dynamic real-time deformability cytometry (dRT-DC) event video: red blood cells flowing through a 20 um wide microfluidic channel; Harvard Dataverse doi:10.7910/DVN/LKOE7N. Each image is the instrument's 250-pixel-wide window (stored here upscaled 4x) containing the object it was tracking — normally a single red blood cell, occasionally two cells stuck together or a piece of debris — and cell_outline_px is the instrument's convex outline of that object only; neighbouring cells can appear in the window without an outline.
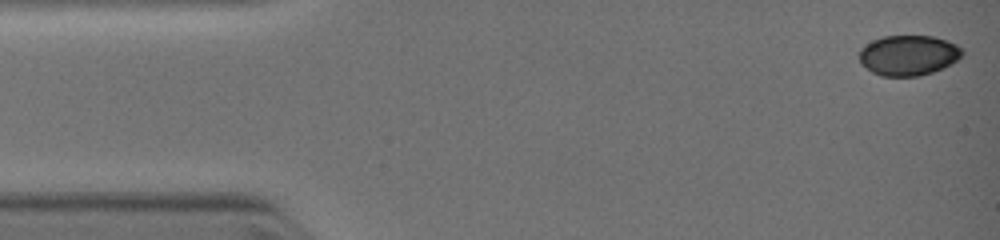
{"species": "common noctule bat (a hibernating species)", "species_latin": "Nyctalus noctula", "temperature_condition": "warm", "stored_images_in_passage": 33, "camera_frame_rate_fps": 3000, "um_per_image_px": 0.085, "animal": {"sex": "female", "body_mass_g": 19.0, "forearm_length_mm": 51.5}, "frame": {"image": 1, "passage_image": 1, "time_ms": 0.0, "image_size_px": [1000, 240], "cell_outline_px": [[964, 52], [956, 60], [944, 68], [920, 76], [880, 76], [872, 72], [860, 64], [860, 48], [872, 40], [884, 36], [932, 36], [948, 40], [964, 48]], "centroid_in_image_um": [77.22, 4.7], "position_along_channel_um": 7.8, "area_um2": 24.33}}
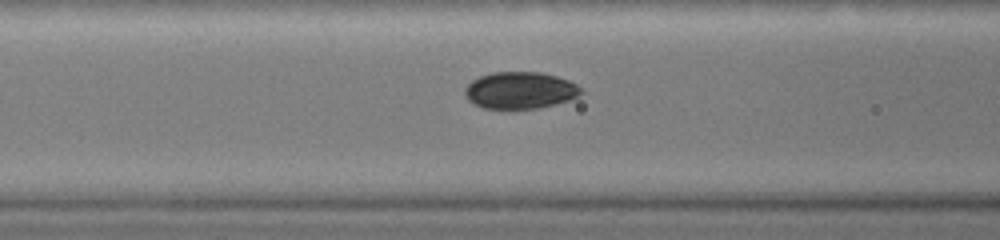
{"frame": {"image": 2, "passage_image": 27, "time_ms": 4.333, "image_size_px": [1000, 240], "cell_outline_px": [[584, 92], [580, 96], [568, 100], [536, 108], [512, 112], [484, 108], [468, 100], [464, 92], [464, 88], [472, 80], [480, 76], [492, 72], [540, 72], [556, 76], [568, 80], [584, 88]], "centroid_in_image_um": [44.2, 7.71], "position_along_channel_um": 122.4, "area_um2": 25.61}}
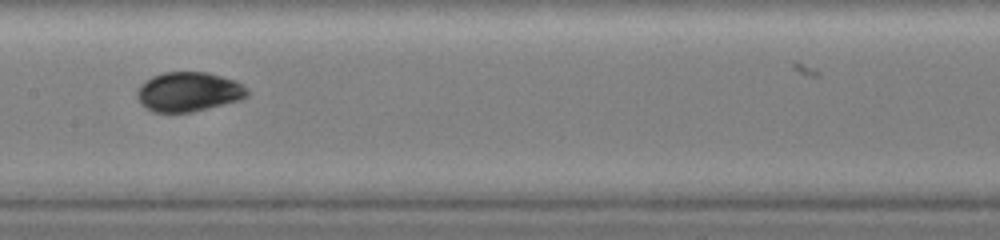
{"frame": {"image": 3, "passage_image": 32, "time_ms": 5.667, "image_size_px": [1000, 240], "cell_outline_px": [[248, 96], [240, 100], [192, 112], [152, 112], [140, 104], [136, 96], [136, 92], [140, 84], [144, 80], [152, 76], [164, 72], [208, 72], [236, 80], [248, 88]], "centroid_in_image_um": [16.01, 7.8], "position_along_channel_um": 191.4, "area_um2": 25.66}}